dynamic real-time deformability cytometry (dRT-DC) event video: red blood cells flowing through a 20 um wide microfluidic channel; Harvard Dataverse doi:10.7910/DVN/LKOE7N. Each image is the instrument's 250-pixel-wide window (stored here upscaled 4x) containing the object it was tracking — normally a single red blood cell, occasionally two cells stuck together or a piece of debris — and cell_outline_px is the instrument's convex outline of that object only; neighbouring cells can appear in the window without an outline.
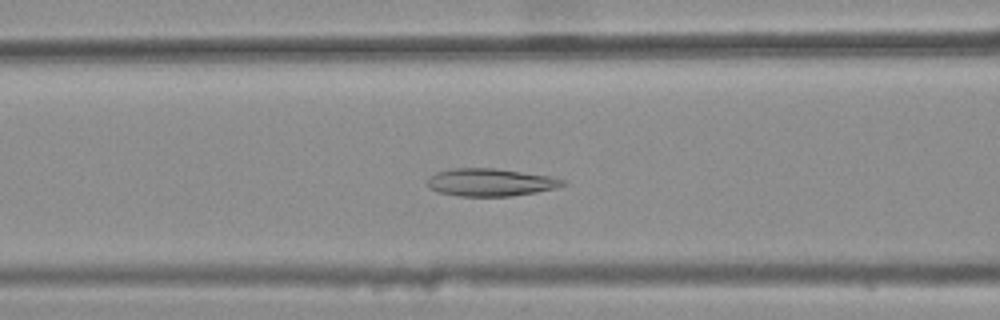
{"species": "common noctule bat (a hibernating species)", "species_latin": "Nyctalus noctula", "temperature_condition": "warm", "stored_images_in_passage": 42, "camera_frame_rate_fps": 3000, "um_per_image_px": 0.085, "animal": {"sex": "female", "body_mass_g": 25.1}, "frame": {"image": 1, "passage_image": 20, "time_ms": 6.333, "image_size_px": [1000, 320], "cell_outline_px": [[568, 184], [556, 188], [536, 192], [512, 196], [460, 196], [436, 192], [428, 188], [424, 184], [428, 176], [436, 172], [452, 168], [496, 168], [552, 176], [568, 180]], "centroid_in_image_um": [41.67, 15.49], "position_along_channel_um": 124.9, "area_um2": 22.37}}
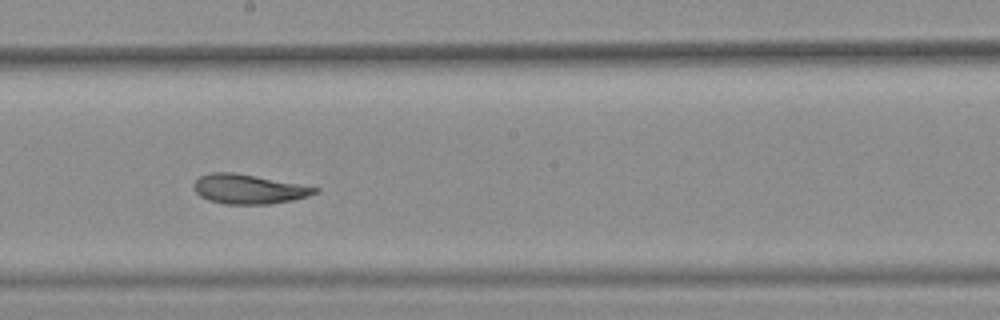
{"frame": {"image": 2, "passage_image": 28, "time_ms": 9.0, "image_size_px": [1000, 320], "cell_outline_px": [[320, 192], [308, 196], [292, 200], [268, 204], [224, 204], [208, 200], [200, 196], [192, 188], [192, 184], [200, 176], [208, 172], [236, 172], [320, 188]], "centroid_in_image_um": [21.1, 16.06], "position_along_channel_um": 227.1, "area_um2": 20.98}}
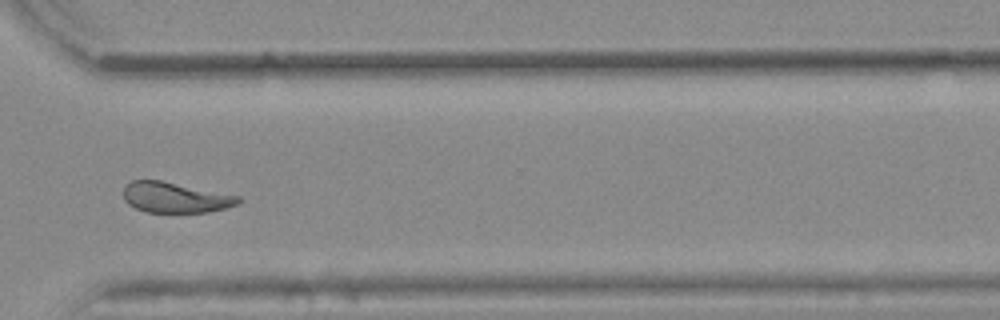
{"frame": {"image": 3, "passage_image": 38, "time_ms": 12.333, "image_size_px": [1000, 320], "cell_outline_px": [[244, 200], [240, 204], [208, 212], [144, 212], [128, 204], [124, 200], [124, 184], [132, 180], [160, 180], [240, 196]], "centroid_in_image_um": [14.9, 16.78], "position_along_channel_um": 355.7, "area_um2": 20.52}, "authors_computed_cell_mechanics": {"area_um2": 22.253, "velocity_mm_per_s": 3.8385, "shape_relaxation_time_tau1_ms": null, "shape_relaxation_time_tau2_ms": 2.6529, "deformation_change_tau1": null, "deformation_change_tau2": 0.1071}}